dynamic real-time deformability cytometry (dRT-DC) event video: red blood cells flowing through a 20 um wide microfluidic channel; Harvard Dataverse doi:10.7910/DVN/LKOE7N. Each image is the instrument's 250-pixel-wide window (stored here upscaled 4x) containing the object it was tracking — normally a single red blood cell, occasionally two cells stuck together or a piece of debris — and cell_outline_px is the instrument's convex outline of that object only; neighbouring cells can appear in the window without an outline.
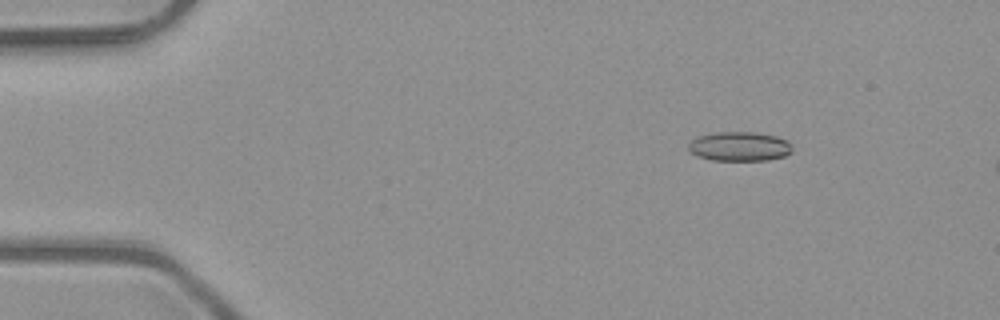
{"species": "common noctule bat (a hibernating species)", "species_latin": "Nyctalus noctula", "temperature_condition": "room temperature", "stored_images_in_passage": 4, "camera_frame_rate_fps": 3000, "um_per_image_px": 0.085, "animal": {"sex": "male", "body_mass_g": 23.1, "forearm_length_mm": 52.7}, "frame": {"image": 1, "passage_image": 3, "time_ms": 0.667, "image_size_px": [1000, 320], "cell_outline_px": [[792, 152], [784, 156], [768, 160], [712, 160], [696, 156], [688, 152], [688, 144], [692, 140], [700, 136], [716, 132], [756, 132], [776, 136], [788, 140], [792, 144]], "centroid_in_image_um": [62.87, 12.45], "position_along_channel_um": 22.1, "area_um2": 17.92}}